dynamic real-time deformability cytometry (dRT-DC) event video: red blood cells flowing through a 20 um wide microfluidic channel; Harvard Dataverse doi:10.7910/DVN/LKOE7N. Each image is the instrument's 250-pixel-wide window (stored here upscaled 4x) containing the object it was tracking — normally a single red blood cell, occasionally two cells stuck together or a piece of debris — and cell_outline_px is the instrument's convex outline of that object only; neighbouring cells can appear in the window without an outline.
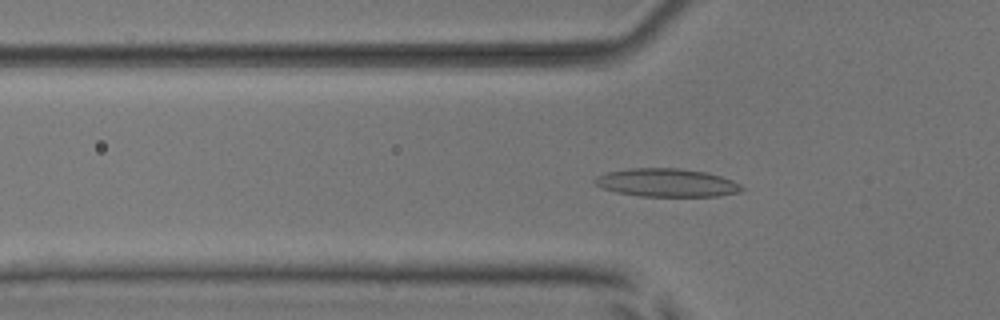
{"species": "common noctule bat (a hibernating species)", "species_latin": "Nyctalus noctula", "temperature_condition": "room temperature", "stored_images_in_passage": 33, "camera_frame_rate_fps": 3000, "um_per_image_px": 0.085, "animal": {"sex": "male", "body_mass_g": 17.9, "forearm_length_mm": 54.2}, "frame": {"image": 1, "passage_image": 4, "time_ms": 1.0, "image_size_px": [1000, 320], "cell_outline_px": [[744, 188], [740, 192], [720, 196], [640, 196], [616, 192], [604, 188], [596, 184], [592, 180], [596, 176], [608, 172], [632, 168], [680, 168], [708, 172], [732, 180], [740, 184]], "centroid_in_image_um": [56.7, 15.53], "position_along_channel_um": 69.1, "area_um2": 24.16}}
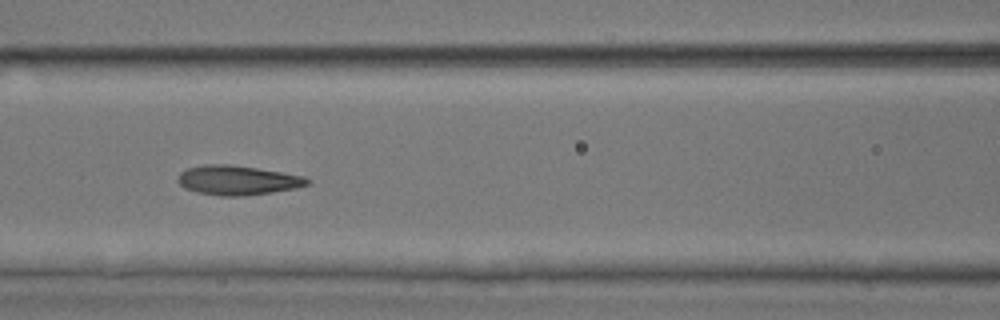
{"frame": {"image": 2, "passage_image": 10, "time_ms": 3.0, "image_size_px": [1000, 320], "cell_outline_px": [[312, 180], [308, 184], [296, 188], [272, 192], [244, 196], [220, 196], [196, 192], [184, 188], [180, 184], [180, 172], [188, 168], [204, 164], [228, 164], [256, 168], [304, 176]], "centroid_in_image_um": [20.21, 15.32], "position_along_channel_um": 146.4, "area_um2": 22.08}}
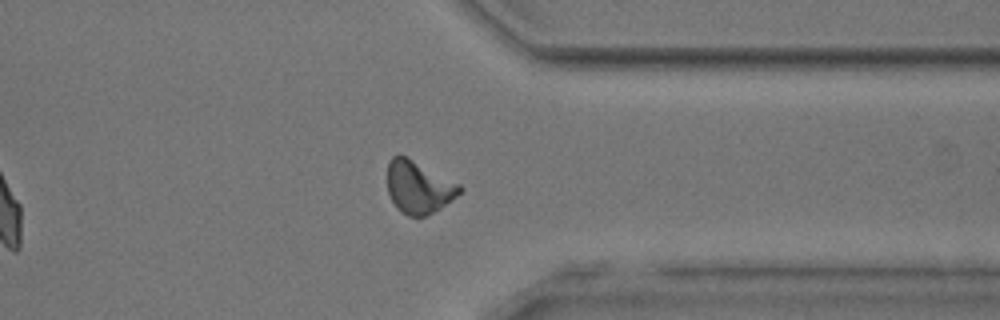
{"frame": {"image": 3, "passage_image": 28, "time_ms": 9.0, "image_size_px": [1000, 320], "cell_outline_px": [[464, 188], [456, 196], [440, 208], [424, 216], [408, 216], [400, 212], [396, 208], [388, 192], [388, 164], [392, 156], [404, 156], [460, 184]], "centroid_in_image_um": [35.57, 15.93], "position_along_channel_um": 375.8, "area_um2": 21.62}, "authors_computed_cell_mechanics": {"area_um2": 21.6172, "velocity_mm_per_s": 3.8801, "shape_relaxation_time_tau1_ms": 2.939, "shape_relaxation_time_tau2_ms": 1.3972, "deformation_change_tau1": 0.1689, "deformation_change_tau2": 0.0968}}